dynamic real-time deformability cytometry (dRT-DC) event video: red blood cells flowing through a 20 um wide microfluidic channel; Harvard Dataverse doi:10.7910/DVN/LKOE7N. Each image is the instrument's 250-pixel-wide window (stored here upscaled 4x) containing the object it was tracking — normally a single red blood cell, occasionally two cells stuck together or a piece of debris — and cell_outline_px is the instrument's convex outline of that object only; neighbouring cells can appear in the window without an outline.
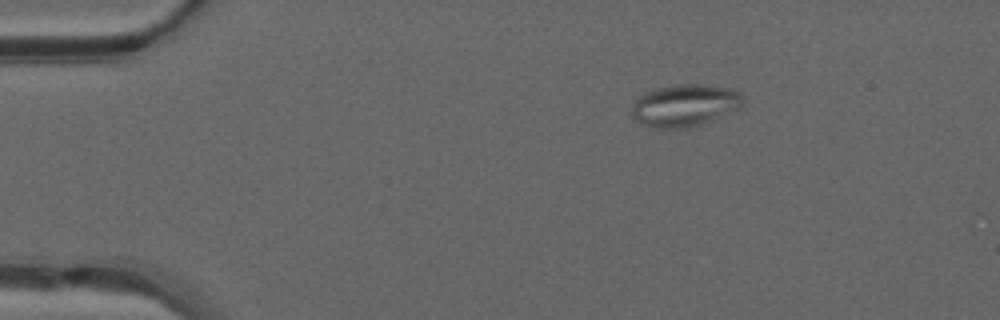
{"species": "common noctule bat (a hibernating species)", "species_latin": "Nyctalus noctula", "temperature_condition": "warm", "stored_images_in_passage": 42, "camera_frame_rate_fps": 3000, "um_per_image_px": 0.085, "animal": {"sex": "male", "forearm_length_mm": 52.5}, "frame": {"image": 1, "passage_image": 2, "time_ms": 0.333, "image_size_px": [1000, 320], "cell_outline_px": [[744, 104], [740, 108], [712, 120], [700, 124], [684, 128], [660, 128], [640, 124], [632, 116], [632, 104], [640, 96], [656, 88], [680, 84], [700, 84], [728, 88], [740, 92], [744, 100]], "centroid_in_image_um": [58.22, 8.96], "position_along_channel_um": 26.8, "area_um2": 27.17}}
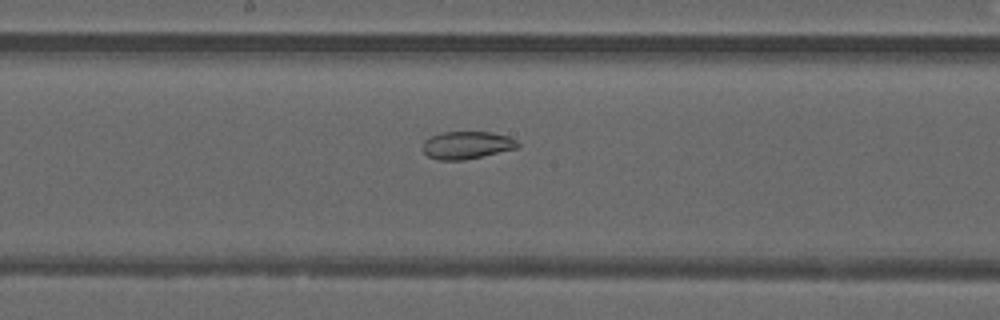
{"frame": {"image": 2, "passage_image": 20, "time_ms": 6.333, "image_size_px": [1000, 320], "cell_outline_px": [[520, 144], [516, 148], [464, 160], [436, 160], [428, 156], [424, 152], [424, 140], [440, 132], [492, 132], [508, 136], [516, 140]], "centroid_in_image_um": [39.67, 12.33], "position_along_channel_um": 208.5, "area_um2": 15.14}}
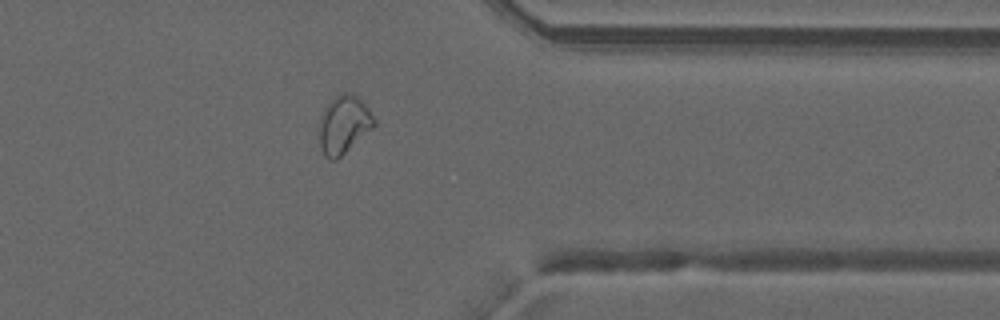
{"frame": {"image": 3, "passage_image": 33, "time_ms": 10.667, "image_size_px": [1000, 320], "cell_outline_px": [[376, 124], [372, 128], [336, 160], [328, 160], [324, 156], [320, 148], [320, 116], [324, 108], [336, 96], [344, 92], [352, 92], [368, 108], [376, 120]], "centroid_in_image_um": [29.21, 10.59], "position_along_channel_um": 382.2, "area_um2": 18.32}, "authors_computed_cell_mechanics": {"area_um2": 19.2185, "velocity_mm_per_s": 4.2104, "shape_relaxation_time_tau1_ms": null, "shape_relaxation_time_tau2_ms": 2.2669, "deformation_change_tau1": null, "deformation_change_tau2": 0.0784}}